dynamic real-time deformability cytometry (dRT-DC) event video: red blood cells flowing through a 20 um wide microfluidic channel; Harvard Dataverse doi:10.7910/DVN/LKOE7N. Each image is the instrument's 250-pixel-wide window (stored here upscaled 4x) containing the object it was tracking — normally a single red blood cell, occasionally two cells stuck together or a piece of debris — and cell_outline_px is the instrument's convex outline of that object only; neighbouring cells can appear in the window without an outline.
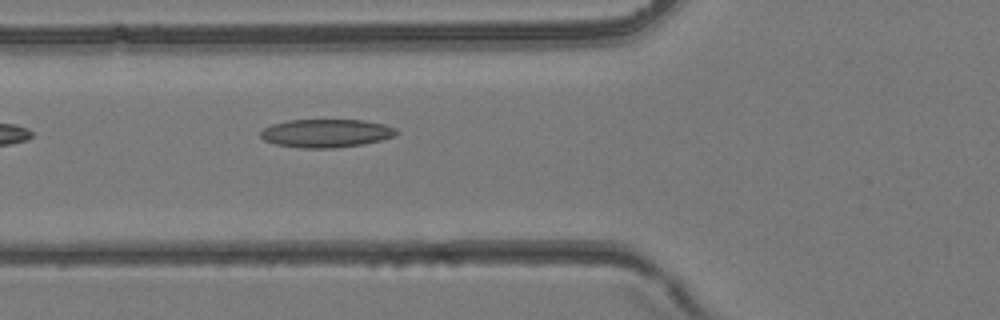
{"species": "common noctule bat (a hibernating species)", "species_latin": "Nyctalus noctula", "temperature_condition": "room temperature", "stored_images_in_passage": 5, "camera_frame_rate_fps": 3000, "um_per_image_px": 0.085, "animal": {"sex": "female", "body_mass_g": 24.6, "forearm_length_mm": 56.2}, "frame": {"image": 1, "passage_image": 5, "time_ms": 1.333, "image_size_px": [1000, 320], "cell_outline_px": [[400, 132], [396, 136], [364, 144], [332, 148], [304, 148], [276, 144], [264, 140], [260, 136], [260, 132], [264, 128], [272, 124], [288, 120], [364, 120], [384, 124], [396, 128]], "centroid_in_image_um": [27.75, 11.32], "position_along_channel_um": 98.0, "area_um2": 22.43}}